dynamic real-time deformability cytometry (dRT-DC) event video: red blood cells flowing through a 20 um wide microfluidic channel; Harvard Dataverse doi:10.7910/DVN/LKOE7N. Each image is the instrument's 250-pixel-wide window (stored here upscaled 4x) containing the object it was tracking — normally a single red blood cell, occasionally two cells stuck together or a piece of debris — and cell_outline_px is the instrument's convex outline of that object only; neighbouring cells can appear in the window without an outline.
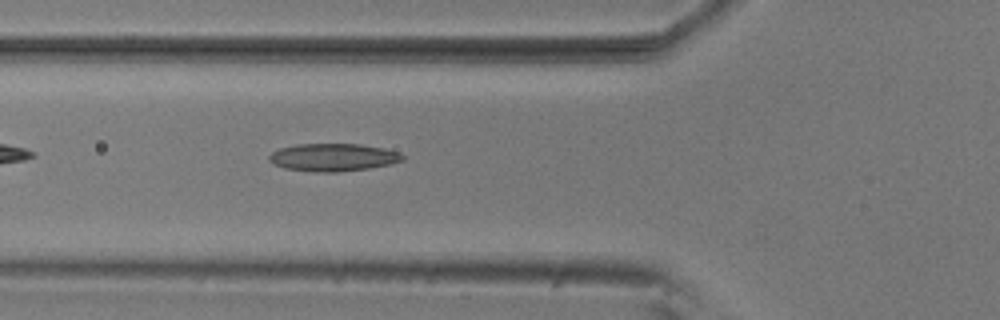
{"species": "common noctule bat (a hibernating species)", "species_latin": "Nyctalus noctula", "temperature_condition": "room temperature", "stored_images_in_passage": 36, "camera_frame_rate_fps": 3000, "um_per_image_px": 0.085, "animal": {"sex": "male", "body_mass_g": 20.5, "forearm_length_mm": 52.5}, "frame": {"image": 1, "passage_image": 6, "time_ms": 1.667, "image_size_px": [1000, 320], "cell_outline_px": [[404, 160], [392, 164], [368, 168], [336, 172], [316, 172], [284, 168], [268, 160], [268, 156], [272, 152], [280, 148], [296, 144], [360, 144], [384, 148], [400, 152], [404, 156]], "centroid_in_image_um": [28.34, 13.37], "position_along_channel_um": 97.5, "area_um2": 21.56}}
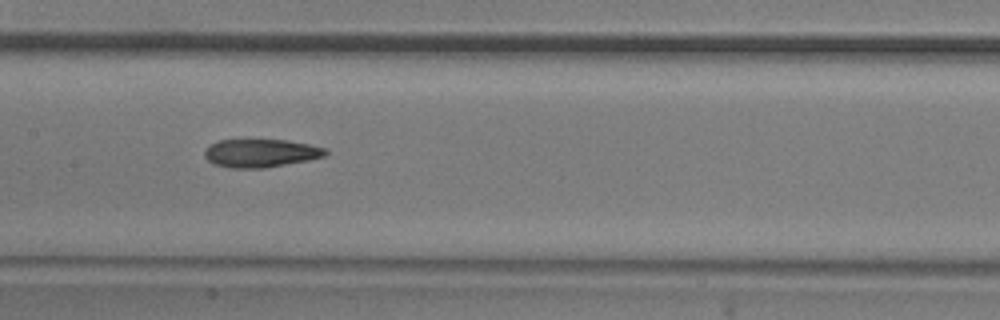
{"frame": {"image": 2, "passage_image": 13, "time_ms": 4.0, "image_size_px": [1000, 320], "cell_outline_px": [[328, 152], [324, 156], [308, 160], [264, 168], [228, 168], [212, 164], [204, 156], [204, 152], [212, 144], [220, 140], [288, 140], [308, 144], [324, 148]], "centroid_in_image_um": [22.14, 13.02], "position_along_channel_um": 185.3, "area_um2": 19.71}}
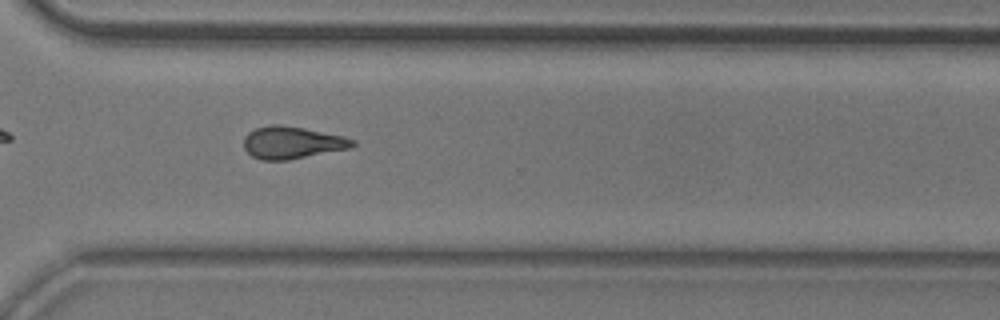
{"frame": {"image": 3, "passage_image": 26, "time_ms": 8.333, "image_size_px": [1000, 320], "cell_outline_px": [[356, 144], [352, 148], [288, 160], [260, 160], [252, 156], [244, 148], [244, 136], [248, 132], [256, 128], [272, 124], [280, 124], [344, 136], [356, 140]], "centroid_in_image_um": [24.84, 12.13], "position_along_channel_um": 345.8, "area_um2": 20.52}, "authors_computed_cell_mechanics": {"area_um2": 19.8254, "velocity_mm_per_s": 3.7225, "shape_relaxation_time_tau1_ms": null, "shape_relaxation_time_tau2_ms": 4.5629, "deformation_change_tau1": null, "deformation_change_tau2": 0.1442}}